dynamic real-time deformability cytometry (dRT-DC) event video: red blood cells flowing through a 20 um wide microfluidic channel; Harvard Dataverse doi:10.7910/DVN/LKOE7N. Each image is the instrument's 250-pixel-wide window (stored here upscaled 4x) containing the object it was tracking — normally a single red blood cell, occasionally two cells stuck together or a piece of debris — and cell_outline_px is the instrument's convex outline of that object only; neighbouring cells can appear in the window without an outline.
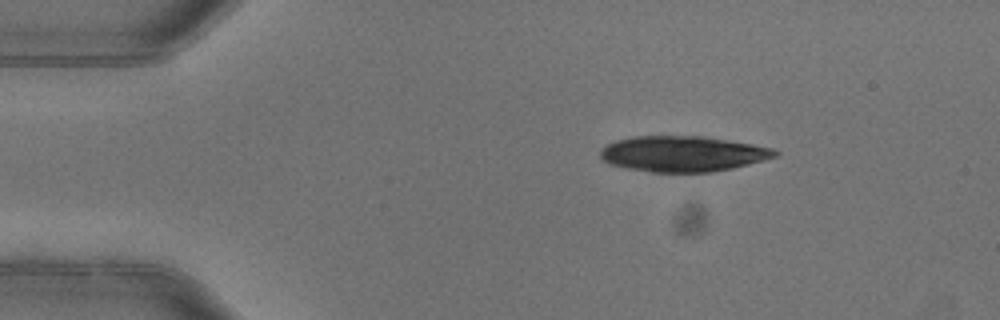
{"species": "common noctule bat (a hibernating species)", "species_latin": "Nyctalus noctula", "temperature_condition": "warm", "stored_images_in_passage": 6, "camera_frame_rate_fps": 3000, "um_per_image_px": 0.085, "animal": {"sex": "female"}, "frame": {"image": 1, "passage_image": 2, "time_ms": 0.333, "image_size_px": [1000, 320], "cell_outline_px": [[780, 152], [776, 156], [764, 160], [732, 168], [712, 172], [652, 172], [628, 168], [608, 164], [600, 160], [600, 152], [608, 144], [616, 140], [636, 136], [704, 136], [752, 144], [772, 148]], "centroid_in_image_um": [58.03, 13.07], "position_along_channel_um": 27.0, "area_um2": 36.18}}